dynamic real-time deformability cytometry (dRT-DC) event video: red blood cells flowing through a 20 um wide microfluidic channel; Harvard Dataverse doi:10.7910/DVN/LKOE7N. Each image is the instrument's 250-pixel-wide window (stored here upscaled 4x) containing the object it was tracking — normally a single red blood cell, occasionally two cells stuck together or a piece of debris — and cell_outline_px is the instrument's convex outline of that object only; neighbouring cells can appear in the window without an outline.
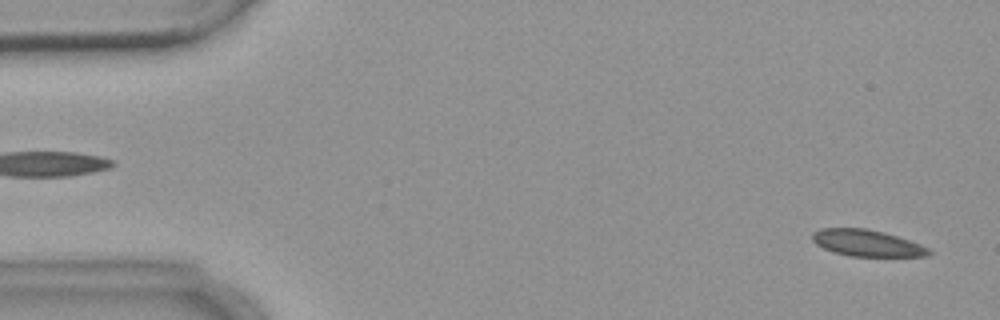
{"species": "common noctule bat (a hibernating species)", "species_latin": "Nyctalus noctula", "temperature_condition": "warm", "stored_images_in_passage": 5, "camera_frame_rate_fps": 3000, "um_per_image_px": 0.085, "animal": {"sex": "female", "body_mass_g": 18.4}, "frame": {"image": 1, "passage_image": 5, "time_ms": 5.0, "image_size_px": [1000, 320], "cell_outline_px": [[932, 252], [928, 256], [848, 256], [832, 252], [816, 244], [812, 240], [812, 232], [820, 228], [864, 228], [884, 232], [920, 244], [928, 248]], "centroid_in_image_um": [73.65, 20.66], "position_along_channel_um": 11.4, "area_um2": 17.98}}